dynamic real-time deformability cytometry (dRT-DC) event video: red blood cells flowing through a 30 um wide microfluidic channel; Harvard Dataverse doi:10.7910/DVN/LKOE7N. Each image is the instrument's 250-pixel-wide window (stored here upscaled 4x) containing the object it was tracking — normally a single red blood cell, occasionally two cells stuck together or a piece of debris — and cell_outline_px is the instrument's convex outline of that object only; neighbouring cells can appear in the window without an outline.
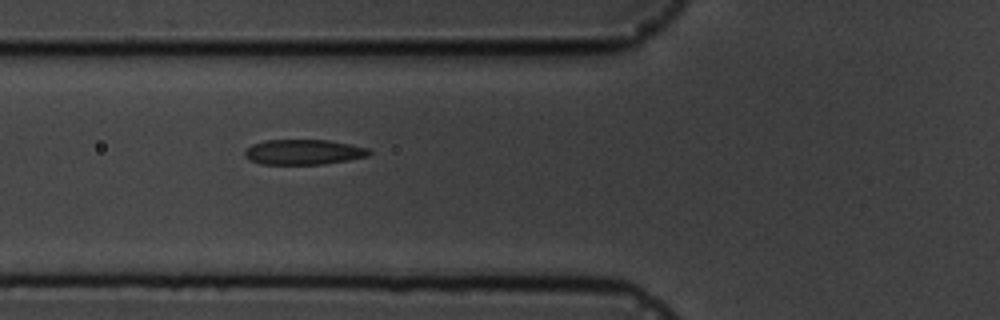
{"species": "common noctule bat (a hibernating species)", "species_latin": "Nyctalus noctula", "temperature_condition": "cold", "stored_images_in_passage": 5, "camera_frame_rate_fps": 3000, "um_per_image_px": 0.085, "animal": {"sex": "male", "body_mass_g": 19.5, "forearm_length_mm": 54.6}, "frame": {"image": 1, "passage_image": 5, "time_ms": 5.333, "image_size_px": [1000, 320], "cell_outline_px": [[372, 152], [368, 156], [348, 160], [324, 164], [260, 164], [244, 156], [244, 152], [252, 144], [264, 140], [328, 140], [352, 144], [368, 148]], "centroid_in_image_um": [25.82, 12.92], "position_along_channel_um": 100.0, "area_um2": 18.26}}